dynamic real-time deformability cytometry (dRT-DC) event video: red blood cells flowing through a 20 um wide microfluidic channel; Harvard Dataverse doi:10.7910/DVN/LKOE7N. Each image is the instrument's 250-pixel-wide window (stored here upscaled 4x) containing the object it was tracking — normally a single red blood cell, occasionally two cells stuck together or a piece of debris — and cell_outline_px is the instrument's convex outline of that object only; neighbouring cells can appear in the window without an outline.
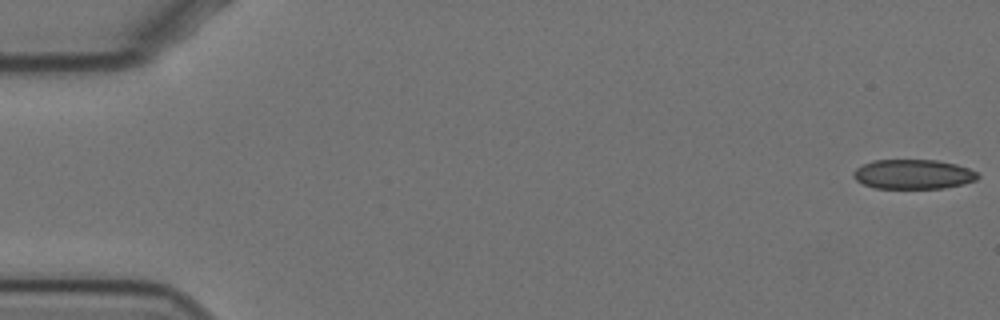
{"species": "Egyptian fruit bat (a non-hibernating species)", "species_latin": "Rousettus aegyptiacus", "temperature_condition": "cold", "stored_images_in_passage": 16, "camera_frame_rate_fps": 3000, "um_per_image_px": 0.085, "animal": {"sex": "female"}, "frame": {"image": 1, "passage_image": 1, "time_ms": 0.0, "image_size_px": [1000, 320], "cell_outline_px": [[980, 176], [976, 180], [964, 184], [944, 188], [876, 188], [864, 184], [856, 180], [852, 176], [852, 172], [856, 168], [872, 160], [936, 160], [956, 164], [968, 168], [976, 172]], "centroid_in_image_um": [77.62, 14.81], "position_along_channel_um": 7.4, "area_um2": 21.44}}
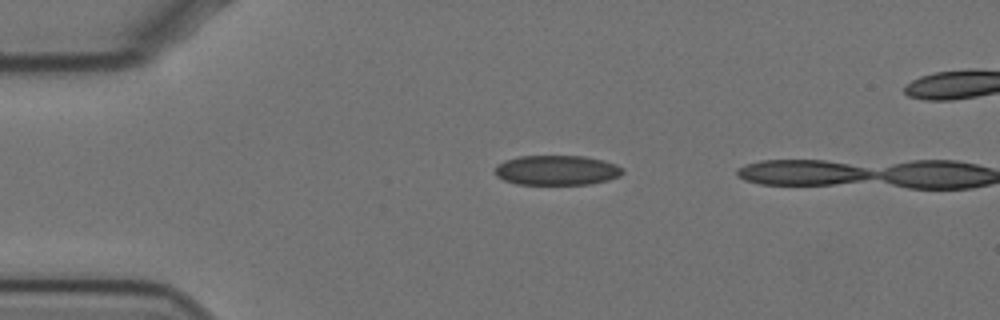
{"frame": {"image": 2, "passage_image": 13, "time_ms": 4.0, "image_size_px": [1000, 320], "cell_outline_px": [[624, 172], [620, 176], [608, 180], [592, 184], [516, 184], [504, 180], [496, 176], [496, 164], [504, 160], [520, 156], [584, 156], [604, 160], [616, 164], [624, 168]], "centroid_in_image_um": [47.35, 14.47], "position_along_channel_um": 37.6, "area_um2": 22.37}}